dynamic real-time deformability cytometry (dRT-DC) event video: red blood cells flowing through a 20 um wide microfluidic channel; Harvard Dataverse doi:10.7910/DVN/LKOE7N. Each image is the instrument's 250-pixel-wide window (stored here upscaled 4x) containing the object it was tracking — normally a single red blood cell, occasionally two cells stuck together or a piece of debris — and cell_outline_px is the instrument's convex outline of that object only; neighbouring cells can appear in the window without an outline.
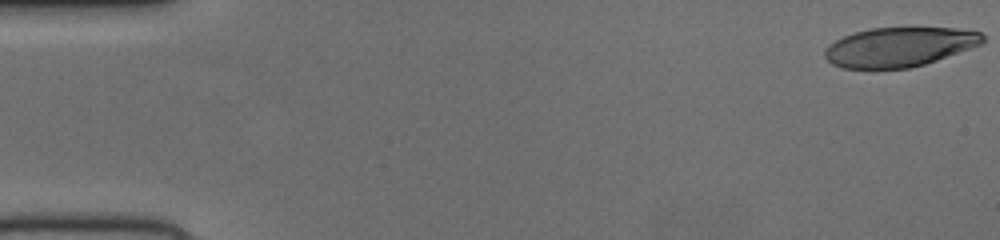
{"species": "human", "species_latin": "Homo sapiens", "temperature_condition": "cold", "stored_images_in_passage": 52, "camera_frame_rate_fps": 3000, "um_per_image_px": 0.085, "donor": {"sex": "female"}, "frame": {"image": 1, "passage_image": 1, "time_ms": 0.0, "image_size_px": [1000, 240], "cell_outline_px": [[984, 44], [924, 64], [908, 68], [840, 68], [832, 64], [824, 56], [824, 48], [828, 44], [844, 36], [856, 32], [872, 28], [956, 28], [980, 32], [984, 36]], "centroid_in_image_um": [76.44, 3.99], "position_along_channel_um": 8.6, "area_um2": 36.18}}
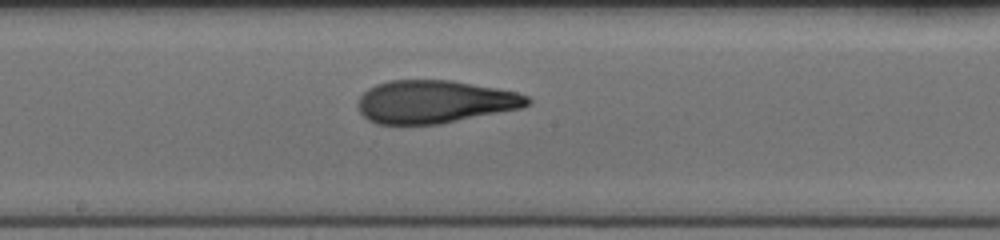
{"frame": {"image": 2, "passage_image": 28, "time_ms": 9.0, "image_size_px": [1000, 240], "cell_outline_px": [[532, 104], [524, 108], [440, 124], [376, 124], [368, 120], [360, 112], [356, 104], [360, 96], [368, 88], [376, 84], [388, 80], [452, 80], [496, 88], [516, 92], [528, 96], [532, 100]], "centroid_in_image_um": [36.96, 8.65], "position_along_channel_um": 211.2, "area_um2": 42.77}}
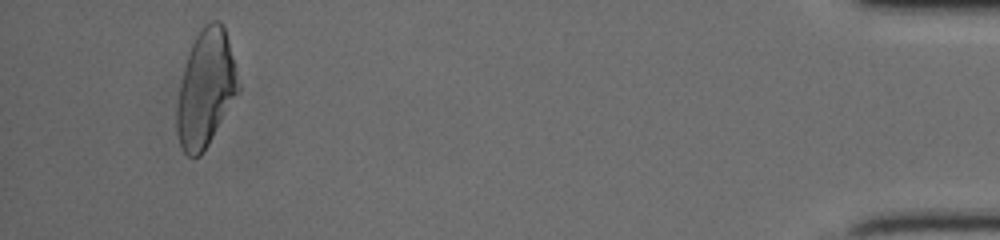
{"frame": {"image": 3, "passage_image": 49, "time_ms": 16.0, "image_size_px": [1000, 240], "cell_outline_px": [[240, 88], [208, 144], [200, 156], [188, 156], [184, 152], [180, 144], [176, 132], [176, 104], [180, 84], [188, 52], [196, 36], [204, 24], [212, 20], [220, 20], [224, 24]], "centroid_in_image_um": [17.46, 7.51], "position_along_channel_um": 417.7, "area_um2": 41.27}}